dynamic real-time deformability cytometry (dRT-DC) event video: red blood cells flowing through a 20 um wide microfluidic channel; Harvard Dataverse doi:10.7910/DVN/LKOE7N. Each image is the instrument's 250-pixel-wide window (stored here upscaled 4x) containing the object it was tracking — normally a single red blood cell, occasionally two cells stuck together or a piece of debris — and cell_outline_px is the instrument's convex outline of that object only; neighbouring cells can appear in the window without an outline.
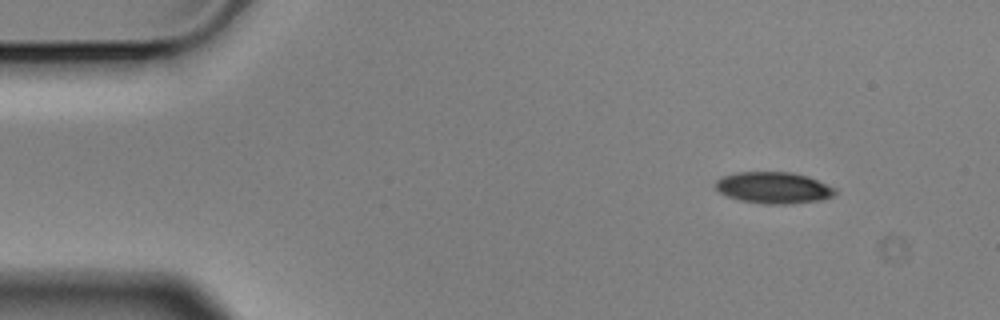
{"species": "Egyptian fruit bat (a non-hibernating species)", "species_latin": "Rousettus aegyptiacus", "temperature_condition": "cold", "stored_images_in_passage": 5, "camera_frame_rate_fps": 3000, "um_per_image_px": 0.085, "animal": {"sex": "male"}, "frame": {"image": 1, "passage_image": 1, "time_ms": 0.0, "image_size_px": [1000, 320], "cell_outline_px": [[836, 192], [832, 196], [820, 200], [784, 204], [764, 204], [740, 200], [728, 196], [720, 192], [716, 188], [716, 180], [720, 176], [736, 172], [792, 172], [808, 176], [836, 188]], "centroid_in_image_um": [65.74, 15.94], "position_along_channel_um": 19.3, "area_um2": 21.91}}
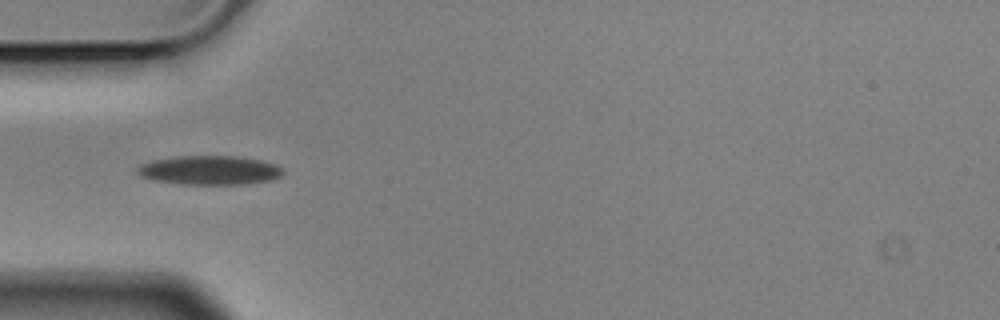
{"frame": {"image": 2, "passage_image": 4, "time_ms": 1.0, "image_size_px": [1000, 320], "cell_outline_px": [[284, 172], [280, 176], [272, 180], [244, 184], [180, 184], [156, 180], [140, 176], [136, 172], [136, 168], [140, 164], [152, 160], [180, 156], [232, 156], [260, 160], [276, 164], [284, 168]], "centroid_in_image_um": [17.82, 14.47], "position_along_channel_um": 67.2, "area_um2": 24.68}}
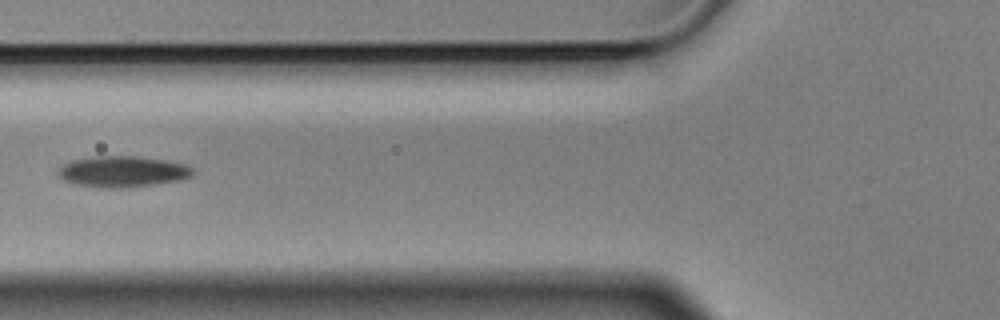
{"frame": {"image": 3, "passage_image": 5, "time_ms": 1.333, "image_size_px": [1000, 320], "cell_outline_px": [[192, 176], [180, 180], [152, 184], [116, 188], [108, 188], [76, 184], [64, 180], [60, 176], [60, 168], [64, 164], [72, 160], [92, 156], [136, 156], [164, 160], [184, 164], [192, 168]], "centroid_in_image_um": [10.42, 14.57], "position_along_channel_um": 115.4, "area_um2": 23.87}}